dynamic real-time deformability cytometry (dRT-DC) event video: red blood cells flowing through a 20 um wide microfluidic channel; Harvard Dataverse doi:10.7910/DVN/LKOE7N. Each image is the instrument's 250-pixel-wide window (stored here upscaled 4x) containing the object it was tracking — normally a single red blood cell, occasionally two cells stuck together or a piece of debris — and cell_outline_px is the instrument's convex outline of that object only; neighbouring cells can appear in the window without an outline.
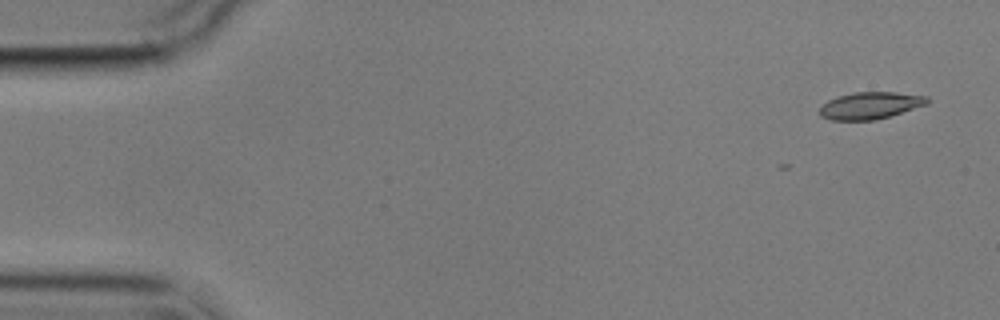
{"species": "common noctule bat (a hibernating species)", "species_latin": "Nyctalus noctula", "temperature_condition": "cold", "stored_images_in_passage": 5, "camera_frame_rate_fps": 3000, "um_per_image_px": 0.085, "animal": {"sex": "male", "body_mass_g": 17.9}, "frame": {"image": 1, "passage_image": 1, "time_ms": 0.0, "image_size_px": [1000, 320], "cell_outline_px": [[932, 100], [928, 104], [888, 116], [872, 120], [832, 120], [820, 116], [820, 104], [828, 100], [852, 92], [896, 92], [928, 96]], "centroid_in_image_um": [73.98, 8.95], "position_along_channel_um": 11.0, "area_um2": 16.94}}
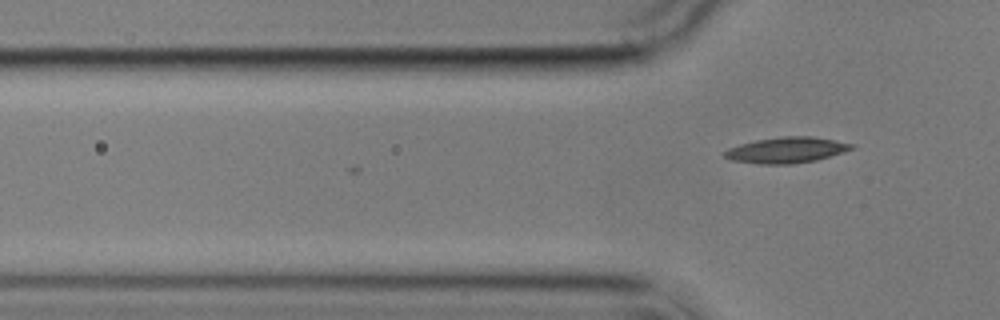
{"frame": {"image": 2, "passage_image": 5, "time_ms": 4.667, "image_size_px": [1000, 320], "cell_outline_px": [[856, 148], [844, 152], [816, 160], [788, 164], [760, 164], [732, 160], [724, 156], [724, 152], [728, 148], [740, 144], [756, 140], [784, 136], [812, 136], [856, 144]], "centroid_in_image_um": [66.89, 12.75], "position_along_channel_um": 58.9, "area_um2": 19.07}}